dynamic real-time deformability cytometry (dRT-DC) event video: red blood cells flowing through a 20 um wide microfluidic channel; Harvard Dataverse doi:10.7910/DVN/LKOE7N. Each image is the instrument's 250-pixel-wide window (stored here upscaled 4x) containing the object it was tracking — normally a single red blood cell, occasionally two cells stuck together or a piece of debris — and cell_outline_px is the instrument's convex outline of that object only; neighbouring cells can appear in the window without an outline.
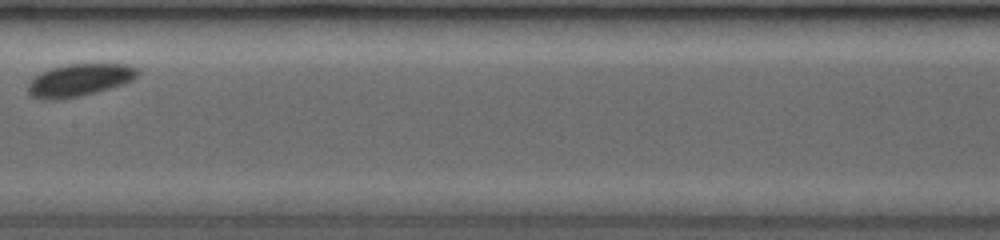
{"species": "common noctule bat (a hibernating species)", "species_latin": "Nyctalus noctula", "temperature_condition": "room temperature", "stored_images_in_passage": 13, "camera_frame_rate_fps": 3500, "um_per_image_px": 0.085, "animal": {"sex": "female", "body_mass_g": 19.0, "forearm_length_mm": 53.3}, "frame": {"image": 1, "passage_image": 6, "time_ms": 3.429, "image_size_px": [1000, 240], "cell_outline_px": [[140, 72], [132, 80], [124, 84], [76, 96], [36, 96], [28, 88], [28, 84], [40, 72], [52, 68], [68, 64], [132, 64], [140, 68]], "centroid_in_image_um": [6.91, 6.71], "position_along_channel_um": 200.5, "area_um2": 19.54}}